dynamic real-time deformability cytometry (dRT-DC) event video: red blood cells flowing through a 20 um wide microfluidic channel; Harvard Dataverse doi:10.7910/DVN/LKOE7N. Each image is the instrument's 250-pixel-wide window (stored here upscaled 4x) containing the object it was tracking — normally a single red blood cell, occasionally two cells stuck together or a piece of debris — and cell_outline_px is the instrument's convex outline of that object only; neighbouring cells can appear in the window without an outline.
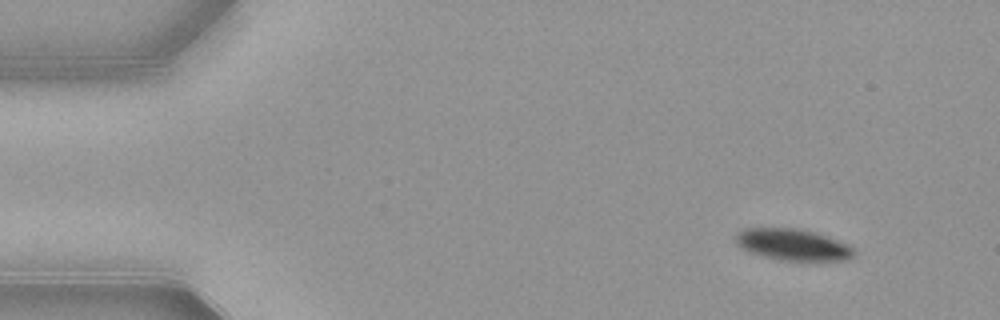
{"species": "common noctule bat (a hibernating species)", "species_latin": "Nyctalus noctula", "temperature_condition": "warm", "stored_images_in_passage": 49, "camera_frame_rate_fps": 3000, "um_per_image_px": 0.085, "animal": {"sex": "female", "body_mass_g": 21.9}, "frame": {"image": 1, "passage_image": 1, "time_ms": 0.0, "image_size_px": [1000, 320], "cell_outline_px": [[852, 256], [848, 260], [780, 260], [764, 256], [740, 248], [736, 244], [736, 232], [744, 228], [800, 228], [816, 232], [828, 236], [852, 248]], "centroid_in_image_um": [67.32, 20.77], "position_along_channel_um": 17.7, "area_um2": 21.44}}
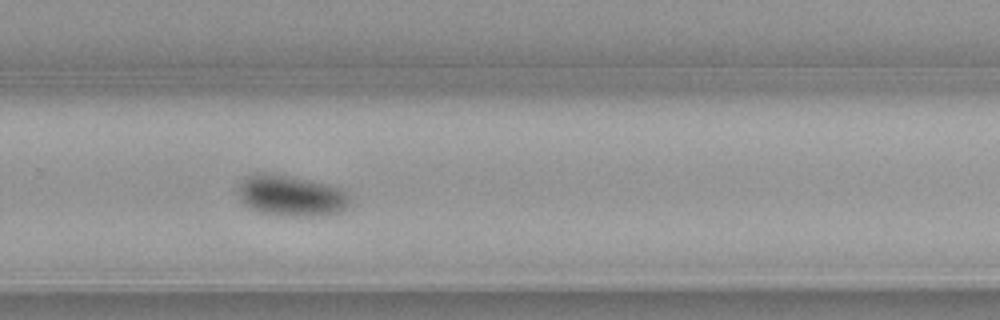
{"frame": {"image": 2, "passage_image": 31, "time_ms": 10.0, "image_size_px": [1000, 320], "cell_outline_px": [[352, 204], [348, 208], [340, 212], [312, 216], [276, 216], [260, 212], [248, 208], [240, 200], [240, 184], [248, 176], [256, 172], [288, 176], [328, 184], [340, 188], [348, 196]], "centroid_in_image_um": [24.76, 16.66], "position_along_channel_um": 305.0, "area_um2": 26.59}}
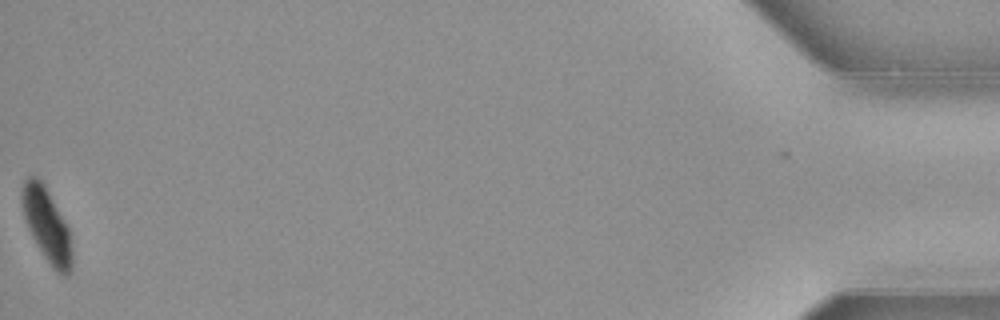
{"frame": {"image": 3, "passage_image": 49, "time_ms": 16.0, "image_size_px": [1000, 320], "cell_outline_px": [[72, 268], [68, 276], [64, 276], [56, 272], [52, 268], [44, 256], [32, 236], [28, 228], [24, 216], [20, 200], [20, 196], [24, 180], [28, 176], [36, 176], [44, 184], [64, 220], [68, 228], [72, 248]], "centroid_in_image_um": [3.97, 19.15], "position_along_channel_um": 431.2, "area_um2": 21.39}, "authors_computed_cell_mechanics": {"area_um2": 25.143, "velocity_mm_per_s": 3.8691, "shape_relaxation_time_tau1_ms": 4.5851, "shape_relaxation_time_tau2_ms": null, "deformation_change_tau1": 0.1436, "deformation_change_tau2": null}}